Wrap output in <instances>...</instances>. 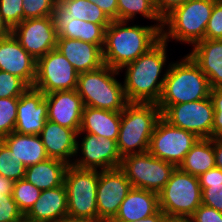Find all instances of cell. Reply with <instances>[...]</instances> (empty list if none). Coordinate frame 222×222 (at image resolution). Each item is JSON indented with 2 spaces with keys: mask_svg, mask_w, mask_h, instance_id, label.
I'll return each instance as SVG.
<instances>
[{
  "mask_svg": "<svg viewBox=\"0 0 222 222\" xmlns=\"http://www.w3.org/2000/svg\"><path fill=\"white\" fill-rule=\"evenodd\" d=\"M128 23L114 20L105 30L104 64L116 70L135 61L161 40V30L156 25Z\"/></svg>",
  "mask_w": 222,
  "mask_h": 222,
  "instance_id": "2",
  "label": "cell"
},
{
  "mask_svg": "<svg viewBox=\"0 0 222 222\" xmlns=\"http://www.w3.org/2000/svg\"><path fill=\"white\" fill-rule=\"evenodd\" d=\"M68 212L67 193L64 184L41 192L39 199L24 215L39 222H60Z\"/></svg>",
  "mask_w": 222,
  "mask_h": 222,
  "instance_id": "23",
  "label": "cell"
},
{
  "mask_svg": "<svg viewBox=\"0 0 222 222\" xmlns=\"http://www.w3.org/2000/svg\"><path fill=\"white\" fill-rule=\"evenodd\" d=\"M23 217L12 195H0V222H20Z\"/></svg>",
  "mask_w": 222,
  "mask_h": 222,
  "instance_id": "38",
  "label": "cell"
},
{
  "mask_svg": "<svg viewBox=\"0 0 222 222\" xmlns=\"http://www.w3.org/2000/svg\"><path fill=\"white\" fill-rule=\"evenodd\" d=\"M60 222H105V221L100 220L98 218L89 219V218H73L70 216H66Z\"/></svg>",
  "mask_w": 222,
  "mask_h": 222,
  "instance_id": "47",
  "label": "cell"
},
{
  "mask_svg": "<svg viewBox=\"0 0 222 222\" xmlns=\"http://www.w3.org/2000/svg\"><path fill=\"white\" fill-rule=\"evenodd\" d=\"M120 122L121 112L84 107L79 132L117 141Z\"/></svg>",
  "mask_w": 222,
  "mask_h": 222,
  "instance_id": "25",
  "label": "cell"
},
{
  "mask_svg": "<svg viewBox=\"0 0 222 222\" xmlns=\"http://www.w3.org/2000/svg\"><path fill=\"white\" fill-rule=\"evenodd\" d=\"M215 166L222 170V138H214Z\"/></svg>",
  "mask_w": 222,
  "mask_h": 222,
  "instance_id": "44",
  "label": "cell"
},
{
  "mask_svg": "<svg viewBox=\"0 0 222 222\" xmlns=\"http://www.w3.org/2000/svg\"><path fill=\"white\" fill-rule=\"evenodd\" d=\"M41 190L25 179L14 182L12 198L17 203L18 209L25 215L39 199Z\"/></svg>",
  "mask_w": 222,
  "mask_h": 222,
  "instance_id": "32",
  "label": "cell"
},
{
  "mask_svg": "<svg viewBox=\"0 0 222 222\" xmlns=\"http://www.w3.org/2000/svg\"><path fill=\"white\" fill-rule=\"evenodd\" d=\"M205 39L222 41V0H218L213 6L205 31Z\"/></svg>",
  "mask_w": 222,
  "mask_h": 222,
  "instance_id": "39",
  "label": "cell"
},
{
  "mask_svg": "<svg viewBox=\"0 0 222 222\" xmlns=\"http://www.w3.org/2000/svg\"><path fill=\"white\" fill-rule=\"evenodd\" d=\"M20 222H39V221H33L24 216Z\"/></svg>",
  "mask_w": 222,
  "mask_h": 222,
  "instance_id": "50",
  "label": "cell"
},
{
  "mask_svg": "<svg viewBox=\"0 0 222 222\" xmlns=\"http://www.w3.org/2000/svg\"><path fill=\"white\" fill-rule=\"evenodd\" d=\"M14 181L0 175V195H12Z\"/></svg>",
  "mask_w": 222,
  "mask_h": 222,
  "instance_id": "45",
  "label": "cell"
},
{
  "mask_svg": "<svg viewBox=\"0 0 222 222\" xmlns=\"http://www.w3.org/2000/svg\"><path fill=\"white\" fill-rule=\"evenodd\" d=\"M202 204L222 213V170L215 167L201 174Z\"/></svg>",
  "mask_w": 222,
  "mask_h": 222,
  "instance_id": "30",
  "label": "cell"
},
{
  "mask_svg": "<svg viewBox=\"0 0 222 222\" xmlns=\"http://www.w3.org/2000/svg\"><path fill=\"white\" fill-rule=\"evenodd\" d=\"M95 3L108 16L111 21H118V4L117 0H89Z\"/></svg>",
  "mask_w": 222,
  "mask_h": 222,
  "instance_id": "42",
  "label": "cell"
},
{
  "mask_svg": "<svg viewBox=\"0 0 222 222\" xmlns=\"http://www.w3.org/2000/svg\"><path fill=\"white\" fill-rule=\"evenodd\" d=\"M58 0H23L24 19L52 16Z\"/></svg>",
  "mask_w": 222,
  "mask_h": 222,
  "instance_id": "37",
  "label": "cell"
},
{
  "mask_svg": "<svg viewBox=\"0 0 222 222\" xmlns=\"http://www.w3.org/2000/svg\"><path fill=\"white\" fill-rule=\"evenodd\" d=\"M11 34V29L7 26V24L3 21L0 16V39L5 38Z\"/></svg>",
  "mask_w": 222,
  "mask_h": 222,
  "instance_id": "48",
  "label": "cell"
},
{
  "mask_svg": "<svg viewBox=\"0 0 222 222\" xmlns=\"http://www.w3.org/2000/svg\"><path fill=\"white\" fill-rule=\"evenodd\" d=\"M48 120L79 132L84 103L76 89L45 94Z\"/></svg>",
  "mask_w": 222,
  "mask_h": 222,
  "instance_id": "19",
  "label": "cell"
},
{
  "mask_svg": "<svg viewBox=\"0 0 222 222\" xmlns=\"http://www.w3.org/2000/svg\"><path fill=\"white\" fill-rule=\"evenodd\" d=\"M117 4L118 21L132 22L139 14L145 19L154 21V25L162 29L163 18L157 12L153 0H117Z\"/></svg>",
  "mask_w": 222,
  "mask_h": 222,
  "instance_id": "29",
  "label": "cell"
},
{
  "mask_svg": "<svg viewBox=\"0 0 222 222\" xmlns=\"http://www.w3.org/2000/svg\"><path fill=\"white\" fill-rule=\"evenodd\" d=\"M56 49L71 63L78 74L97 70L104 65L103 46L79 39L58 38Z\"/></svg>",
  "mask_w": 222,
  "mask_h": 222,
  "instance_id": "20",
  "label": "cell"
},
{
  "mask_svg": "<svg viewBox=\"0 0 222 222\" xmlns=\"http://www.w3.org/2000/svg\"><path fill=\"white\" fill-rule=\"evenodd\" d=\"M198 139L195 134L173 126L161 117L152 133L148 152L179 167Z\"/></svg>",
  "mask_w": 222,
  "mask_h": 222,
  "instance_id": "11",
  "label": "cell"
},
{
  "mask_svg": "<svg viewBox=\"0 0 222 222\" xmlns=\"http://www.w3.org/2000/svg\"><path fill=\"white\" fill-rule=\"evenodd\" d=\"M78 72L56 48L36 60V77L33 87L44 94L74 90Z\"/></svg>",
  "mask_w": 222,
  "mask_h": 222,
  "instance_id": "12",
  "label": "cell"
},
{
  "mask_svg": "<svg viewBox=\"0 0 222 222\" xmlns=\"http://www.w3.org/2000/svg\"><path fill=\"white\" fill-rule=\"evenodd\" d=\"M215 167L214 138H199L178 168L199 177Z\"/></svg>",
  "mask_w": 222,
  "mask_h": 222,
  "instance_id": "28",
  "label": "cell"
},
{
  "mask_svg": "<svg viewBox=\"0 0 222 222\" xmlns=\"http://www.w3.org/2000/svg\"><path fill=\"white\" fill-rule=\"evenodd\" d=\"M192 48L188 54L207 76L211 89L222 88V41L203 39Z\"/></svg>",
  "mask_w": 222,
  "mask_h": 222,
  "instance_id": "22",
  "label": "cell"
},
{
  "mask_svg": "<svg viewBox=\"0 0 222 222\" xmlns=\"http://www.w3.org/2000/svg\"><path fill=\"white\" fill-rule=\"evenodd\" d=\"M119 70L103 65L97 70L78 75L76 91L85 107L122 112L129 103L123 83L116 79Z\"/></svg>",
  "mask_w": 222,
  "mask_h": 222,
  "instance_id": "6",
  "label": "cell"
},
{
  "mask_svg": "<svg viewBox=\"0 0 222 222\" xmlns=\"http://www.w3.org/2000/svg\"><path fill=\"white\" fill-rule=\"evenodd\" d=\"M159 209L166 217L190 218L202 204L199 178L178 167L158 193Z\"/></svg>",
  "mask_w": 222,
  "mask_h": 222,
  "instance_id": "7",
  "label": "cell"
},
{
  "mask_svg": "<svg viewBox=\"0 0 222 222\" xmlns=\"http://www.w3.org/2000/svg\"><path fill=\"white\" fill-rule=\"evenodd\" d=\"M48 120V104L45 94L29 87L20 97L14 132L39 135Z\"/></svg>",
  "mask_w": 222,
  "mask_h": 222,
  "instance_id": "16",
  "label": "cell"
},
{
  "mask_svg": "<svg viewBox=\"0 0 222 222\" xmlns=\"http://www.w3.org/2000/svg\"><path fill=\"white\" fill-rule=\"evenodd\" d=\"M162 222H191V219L180 217H165Z\"/></svg>",
  "mask_w": 222,
  "mask_h": 222,
  "instance_id": "49",
  "label": "cell"
},
{
  "mask_svg": "<svg viewBox=\"0 0 222 222\" xmlns=\"http://www.w3.org/2000/svg\"><path fill=\"white\" fill-rule=\"evenodd\" d=\"M39 136L49 158L62 160L68 165L73 163L77 143L75 130L47 120Z\"/></svg>",
  "mask_w": 222,
  "mask_h": 222,
  "instance_id": "21",
  "label": "cell"
},
{
  "mask_svg": "<svg viewBox=\"0 0 222 222\" xmlns=\"http://www.w3.org/2000/svg\"><path fill=\"white\" fill-rule=\"evenodd\" d=\"M165 217V213L159 209L155 214L135 222H162Z\"/></svg>",
  "mask_w": 222,
  "mask_h": 222,
  "instance_id": "46",
  "label": "cell"
},
{
  "mask_svg": "<svg viewBox=\"0 0 222 222\" xmlns=\"http://www.w3.org/2000/svg\"><path fill=\"white\" fill-rule=\"evenodd\" d=\"M100 170L68 165L64 175L68 212L73 218H98L97 186Z\"/></svg>",
  "mask_w": 222,
  "mask_h": 222,
  "instance_id": "8",
  "label": "cell"
},
{
  "mask_svg": "<svg viewBox=\"0 0 222 222\" xmlns=\"http://www.w3.org/2000/svg\"><path fill=\"white\" fill-rule=\"evenodd\" d=\"M23 0H0V16L12 30L24 20Z\"/></svg>",
  "mask_w": 222,
  "mask_h": 222,
  "instance_id": "36",
  "label": "cell"
},
{
  "mask_svg": "<svg viewBox=\"0 0 222 222\" xmlns=\"http://www.w3.org/2000/svg\"><path fill=\"white\" fill-rule=\"evenodd\" d=\"M190 0H154L155 8L163 18L175 7L182 5Z\"/></svg>",
  "mask_w": 222,
  "mask_h": 222,
  "instance_id": "43",
  "label": "cell"
},
{
  "mask_svg": "<svg viewBox=\"0 0 222 222\" xmlns=\"http://www.w3.org/2000/svg\"><path fill=\"white\" fill-rule=\"evenodd\" d=\"M0 70L18 76L29 87H33L36 60L20 45L12 33L0 39Z\"/></svg>",
  "mask_w": 222,
  "mask_h": 222,
  "instance_id": "18",
  "label": "cell"
},
{
  "mask_svg": "<svg viewBox=\"0 0 222 222\" xmlns=\"http://www.w3.org/2000/svg\"><path fill=\"white\" fill-rule=\"evenodd\" d=\"M210 98L215 111L212 138H222V88L211 89Z\"/></svg>",
  "mask_w": 222,
  "mask_h": 222,
  "instance_id": "40",
  "label": "cell"
},
{
  "mask_svg": "<svg viewBox=\"0 0 222 222\" xmlns=\"http://www.w3.org/2000/svg\"><path fill=\"white\" fill-rule=\"evenodd\" d=\"M26 167L11 155V149L0 140V175L16 182L24 179Z\"/></svg>",
  "mask_w": 222,
  "mask_h": 222,
  "instance_id": "33",
  "label": "cell"
},
{
  "mask_svg": "<svg viewBox=\"0 0 222 222\" xmlns=\"http://www.w3.org/2000/svg\"><path fill=\"white\" fill-rule=\"evenodd\" d=\"M190 219L191 222H222V213L201 204Z\"/></svg>",
  "mask_w": 222,
  "mask_h": 222,
  "instance_id": "41",
  "label": "cell"
},
{
  "mask_svg": "<svg viewBox=\"0 0 222 222\" xmlns=\"http://www.w3.org/2000/svg\"><path fill=\"white\" fill-rule=\"evenodd\" d=\"M167 48L168 43L161 39L148 52L119 70L125 69L122 83L128 102L158 103L170 66L166 63L169 58Z\"/></svg>",
  "mask_w": 222,
  "mask_h": 222,
  "instance_id": "1",
  "label": "cell"
},
{
  "mask_svg": "<svg viewBox=\"0 0 222 222\" xmlns=\"http://www.w3.org/2000/svg\"><path fill=\"white\" fill-rule=\"evenodd\" d=\"M159 210L158 193L140 188H132L120 204L111 222H135L149 217Z\"/></svg>",
  "mask_w": 222,
  "mask_h": 222,
  "instance_id": "24",
  "label": "cell"
},
{
  "mask_svg": "<svg viewBox=\"0 0 222 222\" xmlns=\"http://www.w3.org/2000/svg\"><path fill=\"white\" fill-rule=\"evenodd\" d=\"M19 98H0V140L15 130Z\"/></svg>",
  "mask_w": 222,
  "mask_h": 222,
  "instance_id": "34",
  "label": "cell"
},
{
  "mask_svg": "<svg viewBox=\"0 0 222 222\" xmlns=\"http://www.w3.org/2000/svg\"><path fill=\"white\" fill-rule=\"evenodd\" d=\"M157 106L161 109L162 117L171 125L199 138H212L215 111L210 97L188 103Z\"/></svg>",
  "mask_w": 222,
  "mask_h": 222,
  "instance_id": "10",
  "label": "cell"
},
{
  "mask_svg": "<svg viewBox=\"0 0 222 222\" xmlns=\"http://www.w3.org/2000/svg\"><path fill=\"white\" fill-rule=\"evenodd\" d=\"M68 164L62 160H47L26 168L24 179L41 191L59 187L64 184V175Z\"/></svg>",
  "mask_w": 222,
  "mask_h": 222,
  "instance_id": "27",
  "label": "cell"
},
{
  "mask_svg": "<svg viewBox=\"0 0 222 222\" xmlns=\"http://www.w3.org/2000/svg\"><path fill=\"white\" fill-rule=\"evenodd\" d=\"M211 87L199 65L186 54L170 63L157 105H175L210 97Z\"/></svg>",
  "mask_w": 222,
  "mask_h": 222,
  "instance_id": "3",
  "label": "cell"
},
{
  "mask_svg": "<svg viewBox=\"0 0 222 222\" xmlns=\"http://www.w3.org/2000/svg\"><path fill=\"white\" fill-rule=\"evenodd\" d=\"M28 88L18 76L0 70V98H19Z\"/></svg>",
  "mask_w": 222,
  "mask_h": 222,
  "instance_id": "35",
  "label": "cell"
},
{
  "mask_svg": "<svg viewBox=\"0 0 222 222\" xmlns=\"http://www.w3.org/2000/svg\"><path fill=\"white\" fill-rule=\"evenodd\" d=\"M119 168L125 173L132 187L159 193L177 167L147 151L122 157Z\"/></svg>",
  "mask_w": 222,
  "mask_h": 222,
  "instance_id": "9",
  "label": "cell"
},
{
  "mask_svg": "<svg viewBox=\"0 0 222 222\" xmlns=\"http://www.w3.org/2000/svg\"><path fill=\"white\" fill-rule=\"evenodd\" d=\"M217 1L190 0L172 9L163 17L161 39L167 43L175 40L191 44L192 47L205 39L207 24Z\"/></svg>",
  "mask_w": 222,
  "mask_h": 222,
  "instance_id": "5",
  "label": "cell"
},
{
  "mask_svg": "<svg viewBox=\"0 0 222 222\" xmlns=\"http://www.w3.org/2000/svg\"><path fill=\"white\" fill-rule=\"evenodd\" d=\"M1 140L11 149V155H14L18 163L26 168L49 158L39 135L12 132Z\"/></svg>",
  "mask_w": 222,
  "mask_h": 222,
  "instance_id": "26",
  "label": "cell"
},
{
  "mask_svg": "<svg viewBox=\"0 0 222 222\" xmlns=\"http://www.w3.org/2000/svg\"><path fill=\"white\" fill-rule=\"evenodd\" d=\"M161 117L157 103L129 102L121 112L117 138L121 157L147 152L152 133Z\"/></svg>",
  "mask_w": 222,
  "mask_h": 222,
  "instance_id": "4",
  "label": "cell"
},
{
  "mask_svg": "<svg viewBox=\"0 0 222 222\" xmlns=\"http://www.w3.org/2000/svg\"><path fill=\"white\" fill-rule=\"evenodd\" d=\"M77 138L73 166L95 170H109L120 167L122 157L118 151L116 140L84 132H78Z\"/></svg>",
  "mask_w": 222,
  "mask_h": 222,
  "instance_id": "13",
  "label": "cell"
},
{
  "mask_svg": "<svg viewBox=\"0 0 222 222\" xmlns=\"http://www.w3.org/2000/svg\"><path fill=\"white\" fill-rule=\"evenodd\" d=\"M68 16L95 24H110L111 20L95 3L89 0H58Z\"/></svg>",
  "mask_w": 222,
  "mask_h": 222,
  "instance_id": "31",
  "label": "cell"
},
{
  "mask_svg": "<svg viewBox=\"0 0 222 222\" xmlns=\"http://www.w3.org/2000/svg\"><path fill=\"white\" fill-rule=\"evenodd\" d=\"M52 17L58 38L79 39L104 46L105 30L110 24H95L68 16V12L58 2Z\"/></svg>",
  "mask_w": 222,
  "mask_h": 222,
  "instance_id": "17",
  "label": "cell"
},
{
  "mask_svg": "<svg viewBox=\"0 0 222 222\" xmlns=\"http://www.w3.org/2000/svg\"><path fill=\"white\" fill-rule=\"evenodd\" d=\"M11 33L35 60L55 49L58 41L52 16L24 19Z\"/></svg>",
  "mask_w": 222,
  "mask_h": 222,
  "instance_id": "14",
  "label": "cell"
},
{
  "mask_svg": "<svg viewBox=\"0 0 222 222\" xmlns=\"http://www.w3.org/2000/svg\"><path fill=\"white\" fill-rule=\"evenodd\" d=\"M132 188L120 168L100 170L96 194L98 219L111 222Z\"/></svg>",
  "mask_w": 222,
  "mask_h": 222,
  "instance_id": "15",
  "label": "cell"
}]
</instances>
